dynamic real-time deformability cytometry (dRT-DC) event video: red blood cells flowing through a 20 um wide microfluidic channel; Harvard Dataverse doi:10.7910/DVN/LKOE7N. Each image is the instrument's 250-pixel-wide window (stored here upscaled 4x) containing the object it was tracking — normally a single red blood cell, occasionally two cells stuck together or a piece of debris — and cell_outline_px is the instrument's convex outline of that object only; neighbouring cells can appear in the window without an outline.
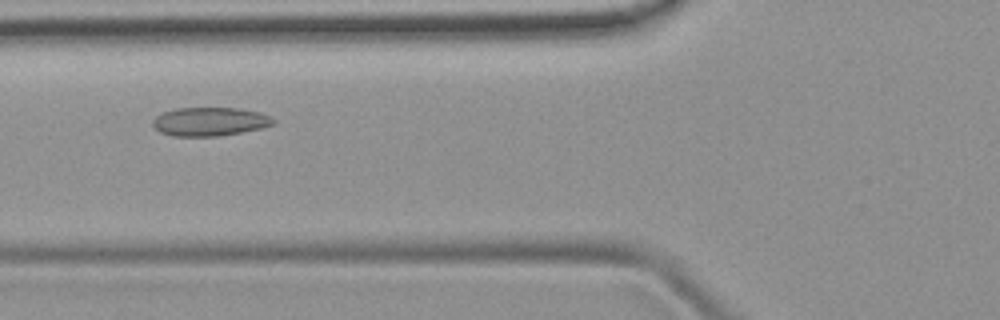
{"species": "common noctule bat (a hibernating species)", "species_latin": "Nyctalus noctula", "temperature_condition": "room temperature", "stored_images_in_passage": 5, "camera_frame_rate_fps": 3000, "um_per_image_px": 0.085, "animal": {"sex": "female", "body_mass_g": 19.9}, "frame": {"image": 1, "passage_image": 4, "time_ms": 3.333, "image_size_px": [1000, 320], "cell_outline_px": [[276, 124], [260, 128], [240, 132], [216, 136], [172, 136], [160, 132], [152, 124], [152, 120], [156, 116], [164, 112], [176, 108], [240, 108], [260, 112], [272, 116], [276, 120]], "centroid_in_image_um": [17.86, 10.33], "position_along_channel_um": 107.9, "area_um2": 20.17}}
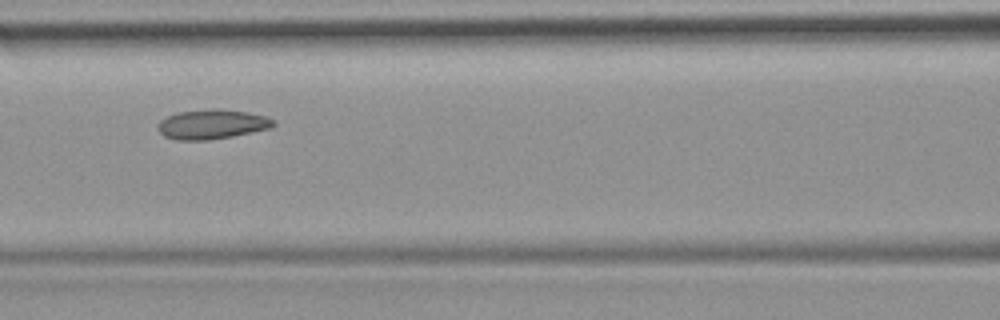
{"frame": {"image": 2, "passage_image": 5, "time_ms": 4.333, "image_size_px": [1000, 320], "cell_outline_px": [[276, 124], [272, 128], [232, 136], [208, 140], [176, 140], [164, 136], [156, 128], [160, 120], [176, 112], [216, 108], [248, 112], [264, 116], [276, 120]], "centroid_in_image_um": [18.02, 10.56], "position_along_channel_um": 148.6, "area_um2": 20.06}}